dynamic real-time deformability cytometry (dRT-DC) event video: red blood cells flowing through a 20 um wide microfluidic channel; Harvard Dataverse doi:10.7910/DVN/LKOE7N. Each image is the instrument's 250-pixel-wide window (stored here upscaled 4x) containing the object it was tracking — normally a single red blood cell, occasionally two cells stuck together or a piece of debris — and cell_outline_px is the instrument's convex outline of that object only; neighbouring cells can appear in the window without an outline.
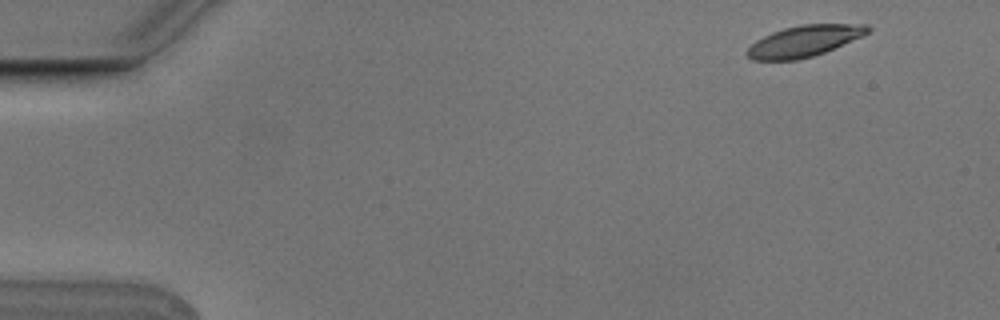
{"species": "Egyptian fruit bat (a non-hibernating species)", "species_latin": "Rousettus aegyptiacus", "temperature_condition": "cold", "stored_images_in_passage": 4, "camera_frame_rate_fps": 3000, "um_per_image_px": 0.085, "animal": {"sex": "male"}, "frame": {"image": 1, "passage_image": 1, "time_ms": 0.0, "image_size_px": [1000, 320], "cell_outline_px": [[872, 28], [868, 32], [860, 36], [824, 52], [812, 56], [796, 60], [752, 60], [744, 52], [756, 40], [772, 32], [784, 28], [800, 24], [868, 24]], "centroid_in_image_um": [68.32, 3.48], "position_along_channel_um": 16.7, "area_um2": 21.68}}